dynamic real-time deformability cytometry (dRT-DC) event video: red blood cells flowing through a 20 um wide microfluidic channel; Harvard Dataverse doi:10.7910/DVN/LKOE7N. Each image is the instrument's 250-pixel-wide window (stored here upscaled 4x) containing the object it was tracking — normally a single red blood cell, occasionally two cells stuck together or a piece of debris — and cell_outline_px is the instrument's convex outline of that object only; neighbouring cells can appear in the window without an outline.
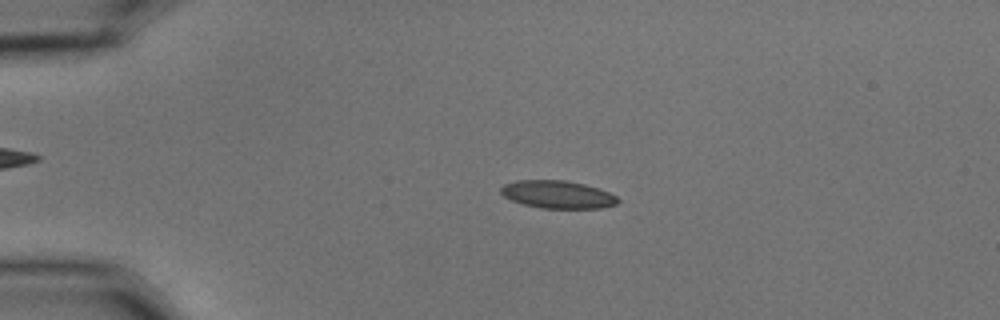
{"species": "common noctule bat (a hibernating species)", "species_latin": "Nyctalus noctula", "temperature_condition": "cold", "stored_images_in_passage": 56, "camera_frame_rate_fps": 3000, "um_per_image_px": 0.085, "animal": {"sex": "male", "body_mass_g": 15.6}, "frame": {"image": 1, "passage_image": 13, "time_ms": 4.0, "image_size_px": [1000, 320], "cell_outline_px": [[620, 200], [616, 204], [600, 208], [540, 208], [524, 204], [512, 200], [504, 196], [500, 192], [500, 188], [504, 184], [516, 180], [564, 180], [584, 184], [608, 192], [616, 196]], "centroid_in_image_um": [47.37, 16.53], "position_along_channel_um": 37.6, "area_um2": 18.79}}
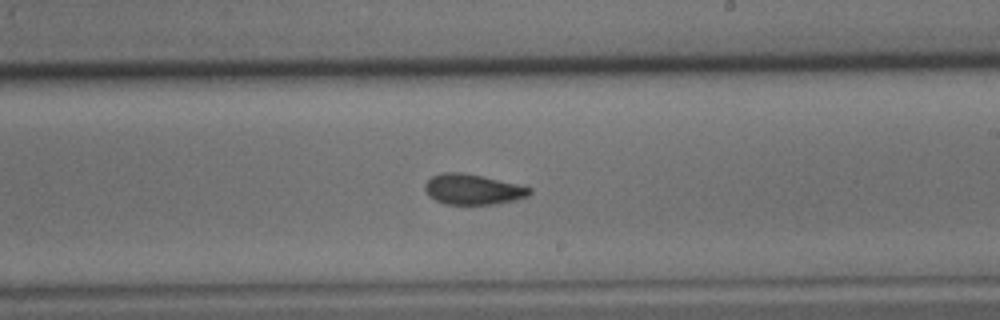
{"frame": {"image": 2, "passage_image": 34, "time_ms": 11.0, "image_size_px": [1000, 320], "cell_outline_px": [[532, 192], [528, 196], [496, 204], [444, 204], [428, 196], [424, 188], [424, 184], [432, 176], [440, 172], [460, 172], [480, 176], [516, 184], [532, 188]], "centroid_in_image_um": [40.14, 16.1], "position_along_channel_um": 248.9, "area_um2": 18.38}}
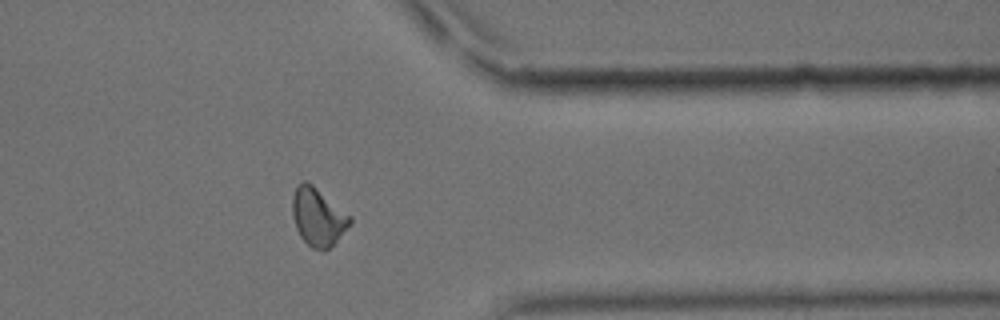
{"frame": {"image": 3, "passage_image": 46, "time_ms": 15.0, "image_size_px": [1000, 320], "cell_outline_px": [[352, 224], [324, 252], [312, 248], [300, 236], [296, 228], [292, 216], [292, 196], [296, 188], [304, 180], [312, 184], [352, 216]], "centroid_in_image_um": [27.04, 18.44], "position_along_channel_um": 384.4, "area_um2": 19.42}, "authors_computed_cell_mechanics": {"area_um2": 18.785, "velocity_mm_per_s": 3.5866, "shape_relaxation_time_tau1_ms": 7.6027, "shape_relaxation_time_tau2_ms": 2.4233, "deformation_change_tau1": 0.1822, "deformation_change_tau2": 0.0883}}